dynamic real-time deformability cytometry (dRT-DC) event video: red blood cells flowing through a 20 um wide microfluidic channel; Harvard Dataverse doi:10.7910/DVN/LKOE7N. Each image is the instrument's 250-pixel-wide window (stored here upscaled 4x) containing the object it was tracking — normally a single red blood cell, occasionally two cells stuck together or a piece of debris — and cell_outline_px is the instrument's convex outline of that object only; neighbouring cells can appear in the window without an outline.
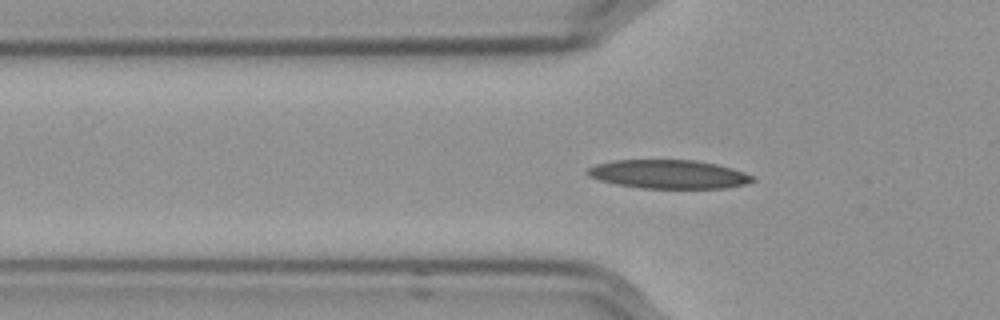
{"species": "Egyptian fruit bat (a non-hibernating species)", "species_latin": "Rousettus aegyptiacus", "temperature_condition": "cold", "stored_images_in_passage": 6, "camera_frame_rate_fps": 3000, "um_per_image_px": 0.085, "frame": {"image": 1, "passage_image": 4, "time_ms": 1.0, "image_size_px": [1000, 320], "cell_outline_px": [[756, 180], [744, 184], [724, 188], [640, 188], [616, 184], [600, 180], [588, 176], [584, 172], [588, 168], [596, 164], [612, 160], [696, 160], [716, 164], [732, 168], [744, 172], [752, 176]], "centroid_in_image_um": [56.8, 14.8], "position_along_channel_um": 69.0, "area_um2": 27.63}}